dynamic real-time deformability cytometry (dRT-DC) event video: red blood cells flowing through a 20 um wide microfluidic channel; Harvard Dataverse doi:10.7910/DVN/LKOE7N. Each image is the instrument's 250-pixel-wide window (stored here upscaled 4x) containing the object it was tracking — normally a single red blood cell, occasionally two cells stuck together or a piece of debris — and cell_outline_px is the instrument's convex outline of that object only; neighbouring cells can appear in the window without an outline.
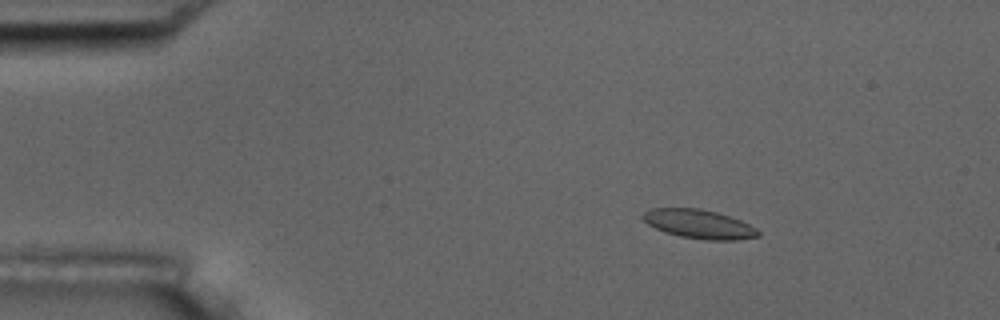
{"species": "common noctule bat (a hibernating species)", "species_latin": "Nyctalus noctula", "temperature_condition": "room temperature", "stored_images_in_passage": 5, "camera_frame_rate_fps": 3000, "um_per_image_px": 0.085, "animal": {"sex": "male", "body_mass_g": 17.5, "forearm_length_mm": 52.3}, "frame": {"image": 1, "passage_image": 3, "time_ms": 2.333, "image_size_px": [1000, 320], "cell_outline_px": [[760, 236], [736, 240], [708, 240], [680, 236], [664, 232], [648, 224], [640, 216], [644, 212], [652, 208], [700, 208], [716, 212], [740, 220], [756, 228], [760, 232]], "centroid_in_image_um": [59.41, 19.04], "position_along_channel_um": 25.6, "area_um2": 19.36}}
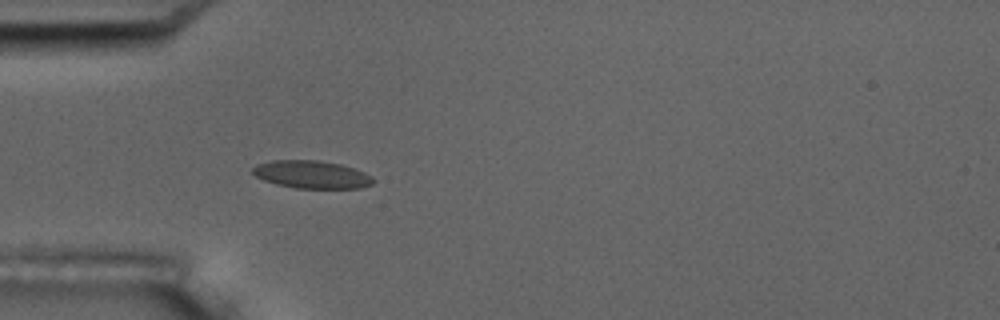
{"frame": {"image": 2, "passage_image": 5, "time_ms": 5.0, "image_size_px": [1000, 320], "cell_outline_px": [[376, 180], [372, 184], [360, 188], [296, 188], [276, 184], [264, 180], [256, 176], [252, 172], [252, 168], [256, 164], [272, 160], [316, 160], [340, 164], [356, 168], [372, 176]], "centroid_in_image_um": [26.51, 14.83], "position_along_channel_um": 58.5, "area_um2": 19.59}}